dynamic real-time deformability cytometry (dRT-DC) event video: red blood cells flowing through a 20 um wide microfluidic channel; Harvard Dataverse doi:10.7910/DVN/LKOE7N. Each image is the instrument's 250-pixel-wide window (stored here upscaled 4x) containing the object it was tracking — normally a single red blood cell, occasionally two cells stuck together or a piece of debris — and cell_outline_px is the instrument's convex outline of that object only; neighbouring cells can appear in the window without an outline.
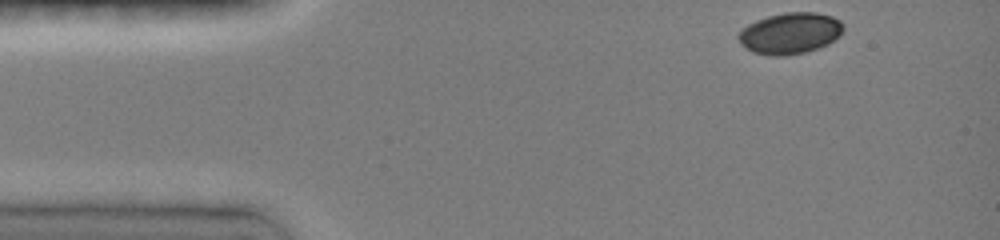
{"species": "common noctule bat (a hibernating species)", "species_latin": "Nyctalus noctula", "temperature_condition": "room temperature", "stored_images_in_passage": 12, "camera_frame_rate_fps": 3000, "um_per_image_px": 0.085, "animal": {"sex": "female", "body_mass_g": 19.0, "forearm_length_mm": 51.5}, "frame": {"image": 1, "passage_image": 1, "time_ms": 0.0, "image_size_px": [1000, 240], "cell_outline_px": [[844, 28], [828, 44], [804, 52], [784, 56], [768, 56], [752, 52], [736, 36], [748, 24], [756, 20], [768, 16], [784, 12], [816, 12], [832, 16], [840, 20], [844, 24]], "centroid_in_image_um": [67.15, 2.81], "position_along_channel_um": 17.8, "area_um2": 24.97}}
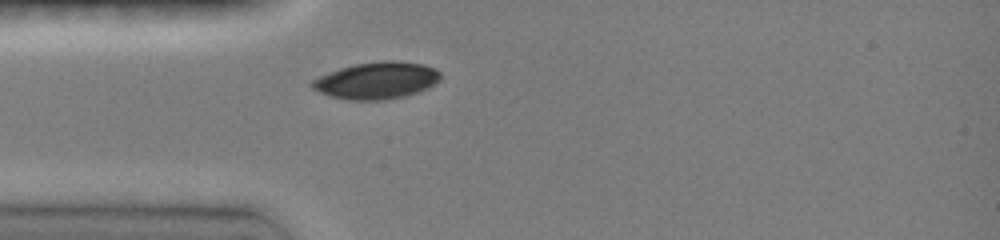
{"frame": {"image": 2, "passage_image": 9, "time_ms": 2.667, "image_size_px": [1000, 240], "cell_outline_px": [[440, 80], [428, 88], [404, 96], [384, 100], [348, 100], [332, 96], [320, 92], [312, 88], [308, 84], [312, 80], [328, 72], [352, 64], [380, 60], [392, 60], [424, 64], [436, 68], [440, 72]], "centroid_in_image_um": [32.01, 6.82], "position_along_channel_um": 53.0, "area_um2": 27.8}}